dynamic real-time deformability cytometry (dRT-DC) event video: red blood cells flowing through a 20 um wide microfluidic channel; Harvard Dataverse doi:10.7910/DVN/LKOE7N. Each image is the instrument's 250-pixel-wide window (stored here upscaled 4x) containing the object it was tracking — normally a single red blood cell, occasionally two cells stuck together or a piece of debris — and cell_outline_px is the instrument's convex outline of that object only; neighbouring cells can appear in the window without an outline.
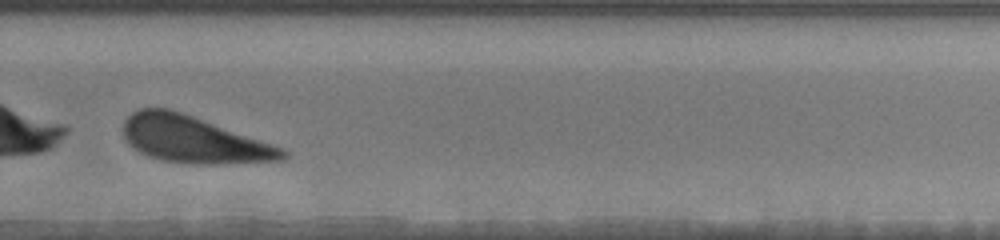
{"species": "human", "species_latin": "Homo sapiens", "temperature_condition": "warm", "stored_images_in_passage": 36, "camera_frame_rate_fps": 3000, "um_per_image_px": 0.085, "donor": {"sex": "male"}, "frame": {"image": 1, "passage_image": 27, "time_ms": 8.667, "image_size_px": [1000, 240], "cell_outline_px": [[288, 156], [284, 160], [216, 164], [192, 164], [160, 160], [148, 156], [132, 148], [128, 144], [124, 136], [124, 120], [132, 112], [140, 108], [168, 108], [192, 116], [272, 144], [288, 152]], "centroid_in_image_um": [16.41, 11.87], "position_along_channel_um": 313.4, "area_um2": 43.0}}
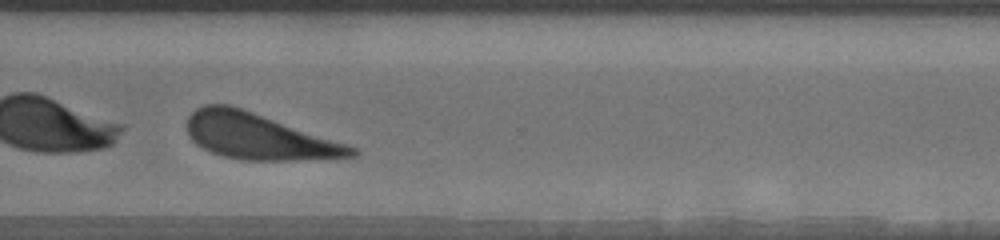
{"frame": {"image": 2, "passage_image": 30, "time_ms": 9.667, "image_size_px": [1000, 240], "cell_outline_px": [[360, 152], [356, 156], [336, 160], [244, 160], [220, 156], [196, 144], [188, 136], [188, 116], [196, 108], [204, 104], [228, 104], [348, 144], [356, 148]], "centroid_in_image_um": [22.04, 11.63], "position_along_channel_um": 348.6, "area_um2": 44.22}, "authors_computed_cell_mechanics": {"area_um2": 44.8528, "velocity_mm_per_s": 3.5049, "shape_relaxation_time_tau1_ms": 4.7878, "shape_relaxation_time_tau2_ms": null, "deformation_change_tau1": 0.4554, "deformation_change_tau2": null}}